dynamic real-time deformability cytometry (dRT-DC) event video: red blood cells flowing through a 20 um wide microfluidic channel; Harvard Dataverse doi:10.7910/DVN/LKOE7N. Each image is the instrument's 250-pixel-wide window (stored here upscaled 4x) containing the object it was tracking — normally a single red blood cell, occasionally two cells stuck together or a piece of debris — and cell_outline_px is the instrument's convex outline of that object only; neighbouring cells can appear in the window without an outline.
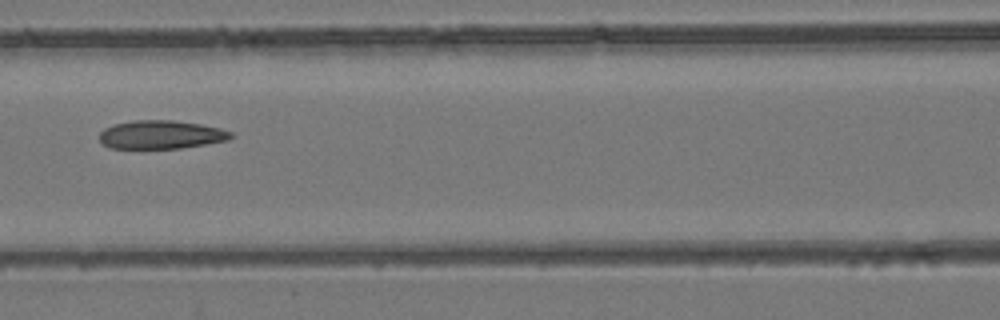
{"species": "common noctule bat (a hibernating species)", "species_latin": "Nyctalus noctula", "temperature_condition": "room temperature", "stored_images_in_passage": 4, "camera_frame_rate_fps": 3000, "um_per_image_px": 0.085, "animal": {"sex": "female", "body_mass_g": 24.6, "forearm_length_mm": 56.2}, "frame": {"image": 1, "passage_image": 4, "time_ms": 3.333, "image_size_px": [1000, 320], "cell_outline_px": [[236, 136], [228, 140], [180, 148], [112, 148], [104, 144], [100, 140], [100, 132], [104, 128], [112, 124], [132, 120], [172, 120], [200, 124], [220, 128], [232, 132]], "centroid_in_image_um": [13.7, 11.43], "position_along_channel_um": 152.9, "area_um2": 21.79}}